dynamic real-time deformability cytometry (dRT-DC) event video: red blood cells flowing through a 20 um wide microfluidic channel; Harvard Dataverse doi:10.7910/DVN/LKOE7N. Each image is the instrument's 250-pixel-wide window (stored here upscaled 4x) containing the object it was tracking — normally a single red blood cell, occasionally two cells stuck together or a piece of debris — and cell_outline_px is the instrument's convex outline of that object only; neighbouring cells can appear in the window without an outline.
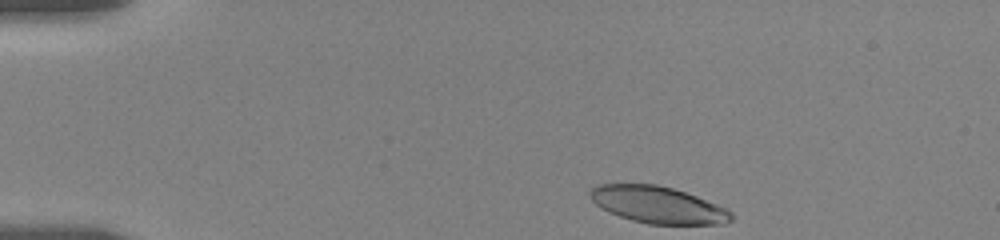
{"species": "human", "species_latin": "Homo sapiens", "temperature_condition": "room temperature", "stored_images_in_passage": 21, "camera_frame_rate_fps": 3000, "um_per_image_px": 0.085, "donor": {"sex": "female"}, "frame": {"image": 1, "passage_image": 1, "time_ms": 0.0, "image_size_px": [1000, 240], "cell_outline_px": [[732, 220], [724, 224], [648, 224], [632, 220], [608, 212], [600, 208], [592, 200], [588, 192], [592, 188], [600, 184], [656, 184], [672, 188], [696, 196], [728, 208], [732, 212]], "centroid_in_image_um": [55.93, 17.41], "position_along_channel_um": 29.1, "area_um2": 30.29}}
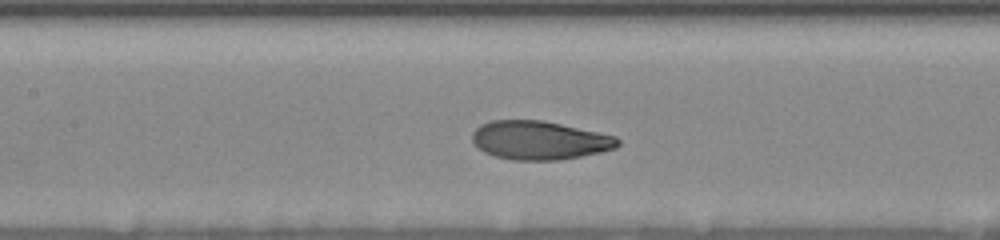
{"frame": {"image": 2, "passage_image": 12, "time_ms": 5.667, "image_size_px": [1000, 240], "cell_outline_px": [[620, 144], [616, 148], [600, 152], [560, 160], [512, 160], [496, 156], [484, 152], [472, 140], [472, 132], [480, 124], [492, 120], [544, 120], [616, 136], [620, 140]], "centroid_in_image_um": [45.86, 11.92], "position_along_channel_um": 161.5, "area_um2": 32.77}}
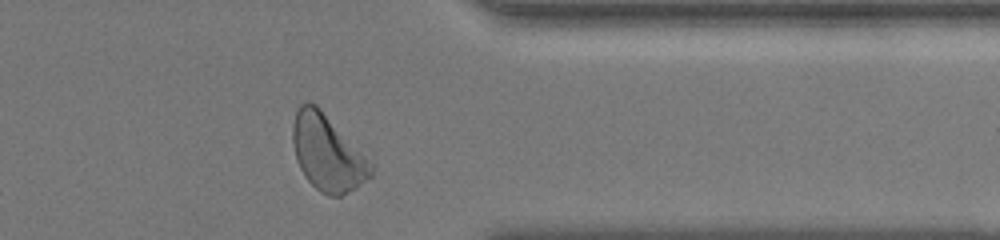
{"frame": {"image": 3, "passage_image": 21, "time_ms": 12.0, "image_size_px": [1000, 240], "cell_outline_px": [[372, 176], [356, 188], [340, 196], [328, 196], [320, 192], [304, 176], [296, 160], [292, 140], [292, 124], [296, 112], [300, 104], [308, 100], [316, 104], [320, 108], [372, 164]], "centroid_in_image_um": [27.79, 13.0], "position_along_channel_um": 383.6, "area_um2": 34.28}, "authors_computed_cell_mechanics": {"area_um2": 32.946, "velocity_mm_per_s": 3.5933, "shape_relaxation_time_tau1_ms": 3.2773, "shape_relaxation_time_tau2_ms": 0.8615, "deformation_change_tau1": 0.1476, "deformation_change_tau2": 0.0624}}